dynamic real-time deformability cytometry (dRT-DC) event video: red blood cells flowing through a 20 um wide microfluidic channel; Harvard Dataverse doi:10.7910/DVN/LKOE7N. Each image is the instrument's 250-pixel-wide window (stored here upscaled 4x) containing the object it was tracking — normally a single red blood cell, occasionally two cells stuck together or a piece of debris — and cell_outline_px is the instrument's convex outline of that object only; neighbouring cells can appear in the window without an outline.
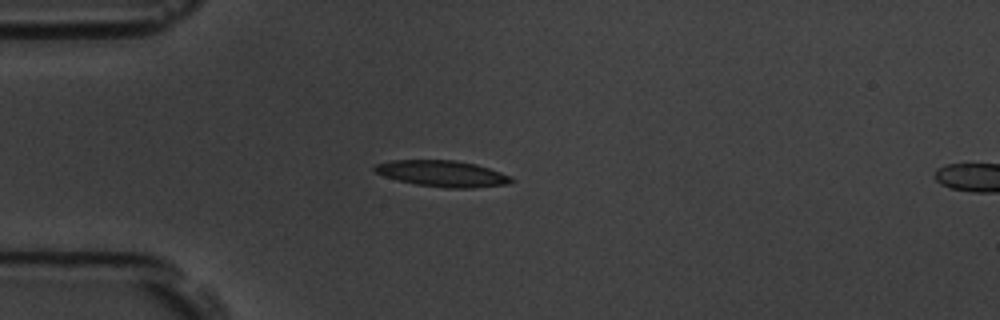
{"species": "common noctule bat (a hibernating species)", "species_latin": "Nyctalus noctula", "temperature_condition": "room temperature", "stored_images_in_passage": 5, "camera_frame_rate_fps": 3000, "um_per_image_px": 0.085, "animal": {"sex": "male", "body_mass_g": 19.5, "forearm_length_mm": 54.6}, "frame": {"image": 1, "passage_image": 4, "time_ms": 1.0, "image_size_px": [1000, 320], "cell_outline_px": [[516, 180], [508, 184], [472, 188], [444, 188], [416, 184], [396, 180], [384, 176], [376, 172], [372, 168], [376, 164], [392, 160], [456, 160], [476, 164], [512, 176]], "centroid_in_image_um": [37.62, 14.76], "position_along_channel_um": 47.4, "area_um2": 20.98}}